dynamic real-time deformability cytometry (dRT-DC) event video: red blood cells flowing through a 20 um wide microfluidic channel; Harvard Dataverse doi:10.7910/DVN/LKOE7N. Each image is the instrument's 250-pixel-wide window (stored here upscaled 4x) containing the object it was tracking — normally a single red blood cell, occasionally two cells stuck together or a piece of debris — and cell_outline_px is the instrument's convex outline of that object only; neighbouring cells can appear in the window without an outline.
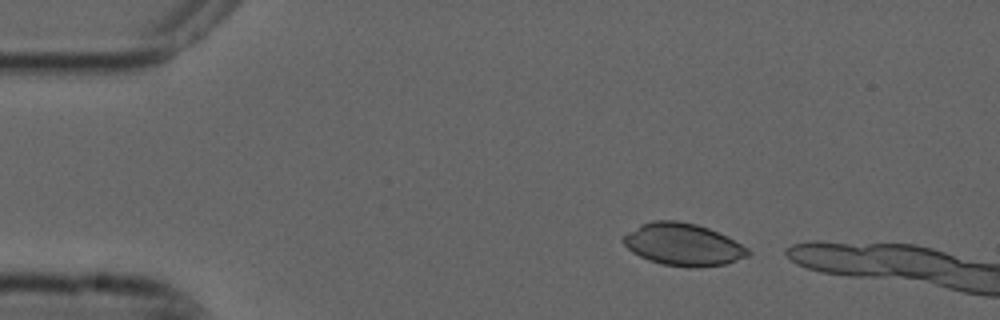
{"species": "common noctule bat (a hibernating species)", "species_latin": "Nyctalus noctula", "temperature_condition": "cold", "stored_images_in_passage": 4, "camera_frame_rate_fps": 3000, "um_per_image_px": 0.085, "animal": {"sex": "male", "forearm_length_mm": 52.5}, "frame": {"image": 1, "passage_image": 1, "time_ms": 0.0, "image_size_px": [1000, 320], "cell_outline_px": [[752, 252], [748, 256], [724, 264], [696, 268], [688, 268], [664, 264], [648, 260], [632, 252], [620, 240], [628, 232], [640, 224], [652, 220], [676, 220], [696, 224], [708, 228], [728, 236], [748, 248]], "centroid_in_image_um": [58.06, 20.78], "position_along_channel_um": 26.9, "area_um2": 30.87}}